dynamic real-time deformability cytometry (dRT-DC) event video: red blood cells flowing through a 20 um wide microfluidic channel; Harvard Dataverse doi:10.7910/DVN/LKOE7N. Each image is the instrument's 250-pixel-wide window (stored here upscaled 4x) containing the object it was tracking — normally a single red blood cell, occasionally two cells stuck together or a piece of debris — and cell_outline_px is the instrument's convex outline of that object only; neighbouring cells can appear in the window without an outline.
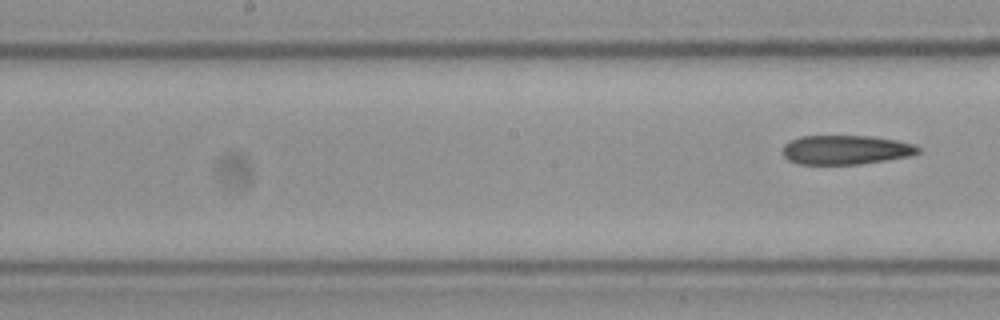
{"species": "Egyptian fruit bat (a non-hibernating species)", "species_latin": "Rousettus aegyptiacus", "temperature_condition": "cold", "stored_images_in_passage": 10, "segment_of_instrument_passage": [2, 2], "camera_frame_rate_fps": 3000, "um_per_image_px": 0.085, "frame": {"image": 1, "passage_image": 10, "time_ms": 3.0, "image_size_px": [1000, 320], "cell_outline_px": [[920, 152], [912, 156], [860, 164], [796, 164], [788, 160], [780, 152], [784, 144], [800, 136], [872, 136], [896, 140], [916, 144], [920, 148]], "centroid_in_image_um": [71.89, 12.74], "position_along_channel_um": 176.3, "area_um2": 23.35}}